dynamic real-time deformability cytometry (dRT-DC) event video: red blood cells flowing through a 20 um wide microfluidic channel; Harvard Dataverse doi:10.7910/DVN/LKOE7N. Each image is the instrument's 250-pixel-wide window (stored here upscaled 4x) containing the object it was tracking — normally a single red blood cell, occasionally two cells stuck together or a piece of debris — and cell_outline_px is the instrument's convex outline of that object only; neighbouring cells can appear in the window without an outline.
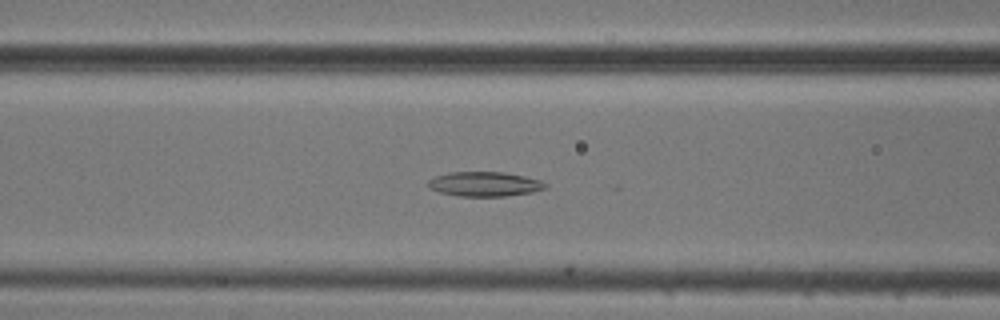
{"species": "common noctule bat (a hibernating species)", "species_latin": "Nyctalus noctula", "temperature_condition": "cold", "stored_images_in_passage": 10, "camera_frame_rate_fps": 3000, "um_per_image_px": 0.085, "animal": {"sex": "male", "body_mass_g": 20.5, "forearm_length_mm": 52.5}, "frame": {"image": 1, "passage_image": 9, "time_ms": 2.667, "image_size_px": [1000, 320], "cell_outline_px": [[548, 188], [532, 192], [504, 196], [460, 196], [440, 192], [428, 188], [428, 180], [436, 176], [448, 172], [504, 172], [524, 176], [540, 180], [548, 184]], "centroid_in_image_um": [41.2, 15.64], "position_along_channel_um": 125.4, "area_um2": 16.82}}